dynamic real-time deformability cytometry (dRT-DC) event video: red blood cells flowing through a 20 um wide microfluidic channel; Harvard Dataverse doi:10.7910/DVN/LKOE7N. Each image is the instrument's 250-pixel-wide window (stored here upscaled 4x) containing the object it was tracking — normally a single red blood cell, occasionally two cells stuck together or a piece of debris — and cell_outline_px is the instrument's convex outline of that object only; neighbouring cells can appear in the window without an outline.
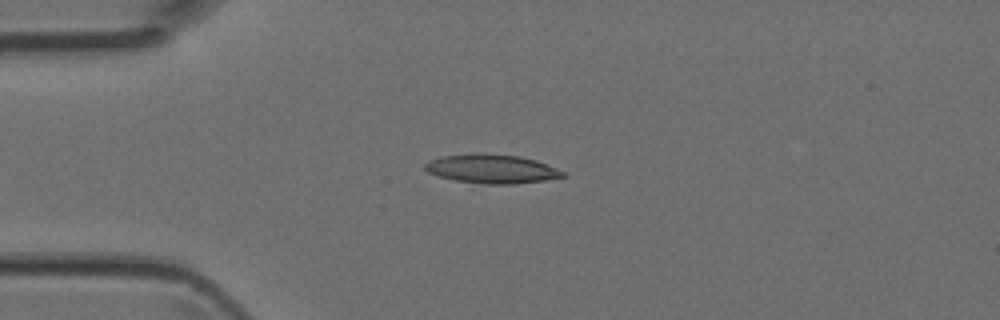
{"species": "Egyptian fruit bat (a non-hibernating species)", "species_latin": "Rousettus aegyptiacus", "temperature_condition": "room temperature", "stored_images_in_passage": 4, "camera_frame_rate_fps": 3000, "um_per_image_px": 0.085, "animal": {"sex": "female"}, "frame": {"image": 1, "passage_image": 3, "time_ms": 0.667, "image_size_px": [1000, 320], "cell_outline_px": [[568, 176], [544, 180], [512, 184], [484, 184], [456, 180], [440, 176], [428, 172], [424, 168], [424, 164], [428, 160], [440, 156], [520, 156], [536, 160], [548, 164], [564, 172]], "centroid_in_image_um": [41.85, 14.4], "position_along_channel_um": 43.2, "area_um2": 22.25}}